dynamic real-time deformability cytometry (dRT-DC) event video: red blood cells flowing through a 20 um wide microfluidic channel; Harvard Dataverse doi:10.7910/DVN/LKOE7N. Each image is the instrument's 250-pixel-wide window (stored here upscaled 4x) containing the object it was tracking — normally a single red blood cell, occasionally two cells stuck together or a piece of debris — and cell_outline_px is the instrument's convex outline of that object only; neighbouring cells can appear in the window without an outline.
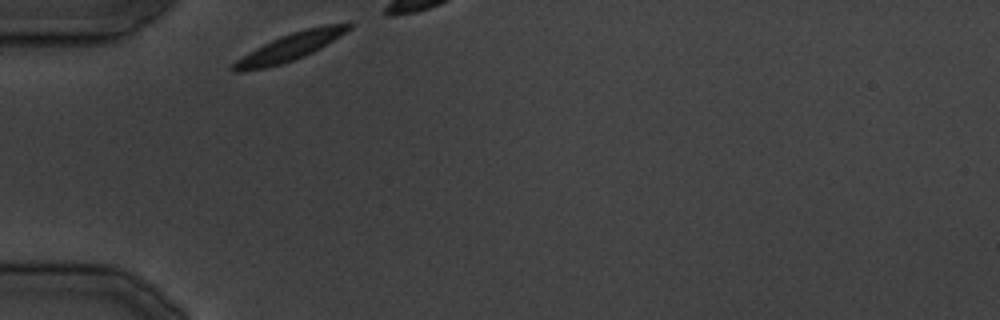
{"species": "common noctule bat (a hibernating species)", "species_latin": "Nyctalus noctula", "temperature_condition": "cold", "stored_images_in_passage": 4, "camera_frame_rate_fps": 3000, "um_per_image_px": 0.085, "animal": {"sex": "male", "body_mass_g": 19.5, "forearm_length_mm": 54.6}, "frame": {"image": 1, "passage_image": 1, "time_ms": 0.0, "image_size_px": [1000, 320], "cell_outline_px": [[352, 28], [340, 36], [320, 48], [304, 56], [280, 64], [264, 68], [244, 72], [236, 72], [232, 68], [232, 64], [236, 60], [256, 48], [280, 36], [304, 28], [324, 24], [352, 24]], "centroid_in_image_um": [24.65, 3.99], "position_along_channel_um": 60.4, "area_um2": 18.15}}